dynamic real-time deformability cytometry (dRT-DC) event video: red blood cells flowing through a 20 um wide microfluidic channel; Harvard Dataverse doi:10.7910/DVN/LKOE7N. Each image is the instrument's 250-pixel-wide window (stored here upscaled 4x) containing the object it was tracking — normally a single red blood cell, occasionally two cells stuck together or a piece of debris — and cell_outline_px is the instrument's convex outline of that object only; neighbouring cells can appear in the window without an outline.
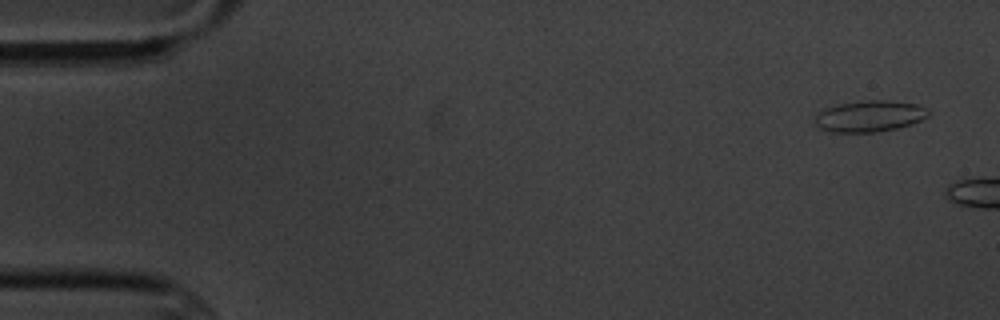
{"species": "common noctule bat (a hibernating species)", "species_latin": "Nyctalus noctula", "temperature_condition": "cold", "stored_images_in_passage": 6, "camera_frame_rate_fps": 3000, "um_per_image_px": 0.085, "animal": {"sex": "male", "body_mass_g": 20.1, "forearm_length_mm": 53.5}, "frame": {"image": 1, "passage_image": 1, "time_ms": 0.0, "image_size_px": [1000, 320], "cell_outline_px": [[928, 116], [912, 124], [896, 128], [876, 132], [828, 132], [820, 128], [816, 124], [816, 112], [824, 108], [836, 104], [868, 100], [888, 100], [916, 104], [928, 108]], "centroid_in_image_um": [73.89, 9.87], "position_along_channel_um": 11.1, "area_um2": 20.75}}